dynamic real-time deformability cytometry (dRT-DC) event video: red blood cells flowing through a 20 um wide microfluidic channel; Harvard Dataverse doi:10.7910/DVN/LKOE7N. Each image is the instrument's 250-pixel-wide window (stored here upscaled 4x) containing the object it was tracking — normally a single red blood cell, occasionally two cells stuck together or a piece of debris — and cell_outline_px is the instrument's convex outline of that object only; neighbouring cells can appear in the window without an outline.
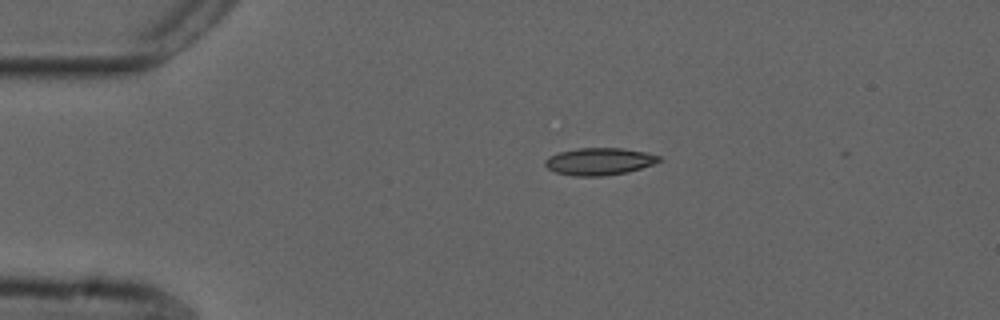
{"species": "common noctule bat (a hibernating species)", "species_latin": "Nyctalus noctula", "temperature_condition": "cold", "stored_images_in_passage": 44, "camera_frame_rate_fps": 3000, "um_per_image_px": 0.085, "animal": {"sex": "male", "forearm_length_mm": 52.5}, "frame": {"image": 1, "passage_image": 1, "time_ms": 0.0, "image_size_px": [1000, 320], "cell_outline_px": [[664, 160], [656, 164], [628, 172], [604, 176], [572, 176], [556, 172], [548, 168], [544, 164], [544, 160], [548, 156], [560, 152], [580, 148], [624, 148], [644, 152], [660, 156]], "centroid_in_image_um": [50.98, 13.73], "position_along_channel_um": 34.0, "area_um2": 18.26}}
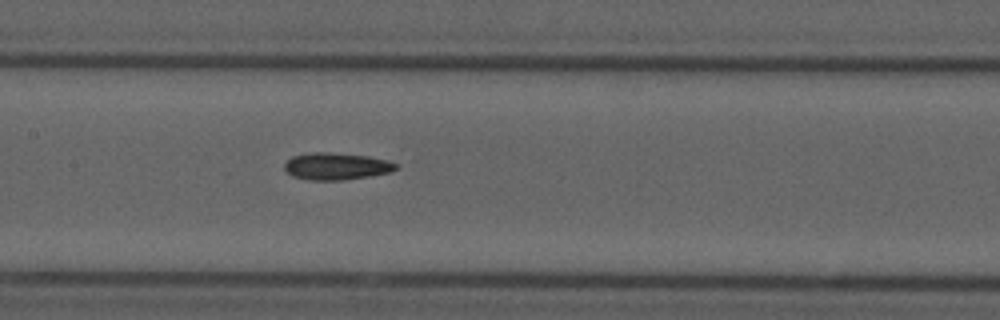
{"frame": {"image": 2, "passage_image": 16, "time_ms": 5.0, "image_size_px": [1000, 320], "cell_outline_px": [[400, 168], [392, 172], [372, 176], [344, 180], [308, 180], [292, 176], [284, 168], [284, 164], [292, 156], [308, 152], [328, 152], [368, 156], [388, 160], [400, 164]], "centroid_in_image_um": [28.65, 14.13], "position_along_channel_um": 178.8, "area_um2": 17.92}}
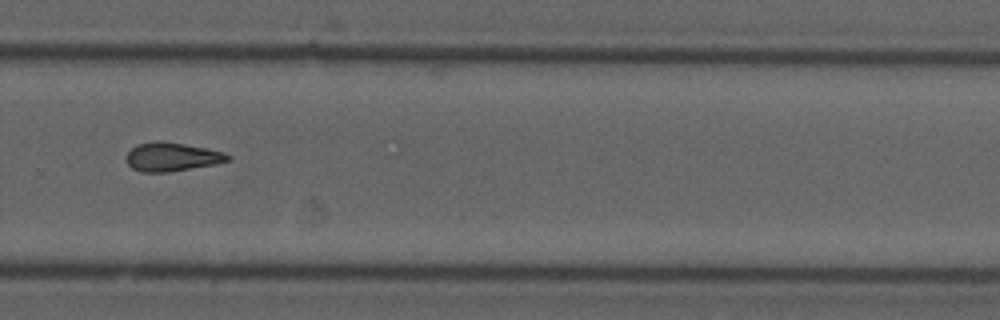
{"frame": {"image": 3, "passage_image": 27, "time_ms": 8.667, "image_size_px": [1000, 320], "cell_outline_px": [[232, 160], [216, 164], [168, 172], [140, 172], [132, 168], [128, 164], [128, 152], [136, 144], [156, 140], [160, 140], [208, 148], [224, 152], [232, 156]], "centroid_in_image_um": [14.65, 13.32], "position_along_channel_um": 315.1, "area_um2": 17.11}, "authors_computed_cell_mechanics": {"area_um2": 16.9643, "velocity_mm_per_s": 3.7413, "shape_relaxation_time_tau1_ms": null, "shape_relaxation_time_tau2_ms": 7.343, "deformation_change_tau1": null, "deformation_change_tau2": 0.1664}}